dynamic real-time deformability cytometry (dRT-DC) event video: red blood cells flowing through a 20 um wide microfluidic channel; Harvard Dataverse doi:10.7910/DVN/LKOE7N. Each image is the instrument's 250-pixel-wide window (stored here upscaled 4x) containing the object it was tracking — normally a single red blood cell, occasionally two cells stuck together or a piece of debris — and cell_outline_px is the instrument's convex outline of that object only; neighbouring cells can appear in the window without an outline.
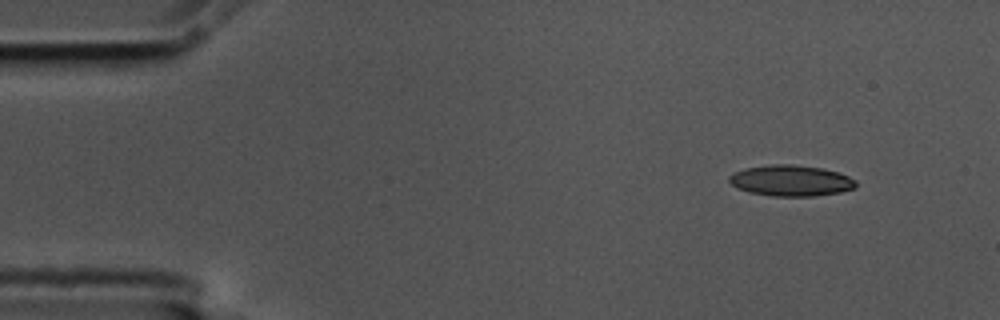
{"species": "common noctule bat (a hibernating species)", "species_latin": "Nyctalus noctula", "temperature_condition": "cold", "stored_images_in_passage": 4, "camera_frame_rate_fps": 3000, "um_per_image_px": 0.085, "animal": {"sex": "male", "body_mass_g": 17.5, "forearm_length_mm": 52.3}, "frame": {"image": 1, "passage_image": 1, "time_ms": 0.0, "image_size_px": [1000, 320], "cell_outline_px": [[856, 188], [840, 192], [812, 196], [772, 196], [748, 192], [736, 188], [728, 180], [728, 176], [744, 168], [772, 164], [788, 164], [820, 168], [840, 172], [856, 180]], "centroid_in_image_um": [67.22, 15.35], "position_along_channel_um": 17.8, "area_um2": 22.89}}
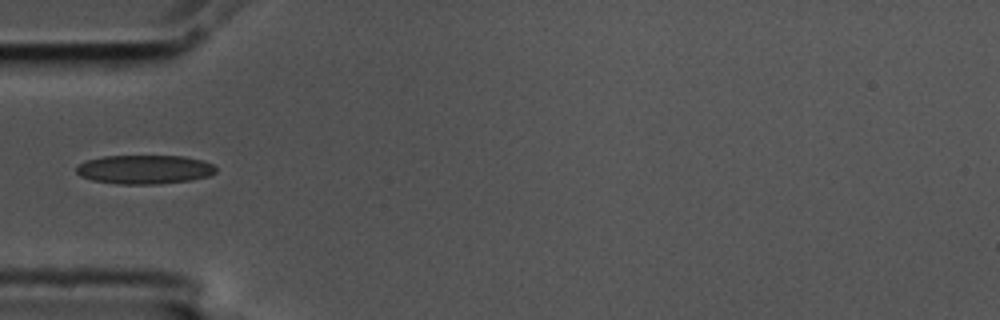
{"frame": {"image": 2, "passage_image": 4, "time_ms": 1.0, "image_size_px": [1000, 320], "cell_outline_px": [[216, 172], [208, 176], [192, 180], [156, 184], [116, 184], [92, 180], [80, 176], [76, 172], [76, 168], [80, 164], [88, 160], [104, 156], [184, 156], [204, 160], [212, 164], [216, 168]], "centroid_in_image_um": [12.3, 14.4], "position_along_channel_um": 72.7, "area_um2": 23.58}}